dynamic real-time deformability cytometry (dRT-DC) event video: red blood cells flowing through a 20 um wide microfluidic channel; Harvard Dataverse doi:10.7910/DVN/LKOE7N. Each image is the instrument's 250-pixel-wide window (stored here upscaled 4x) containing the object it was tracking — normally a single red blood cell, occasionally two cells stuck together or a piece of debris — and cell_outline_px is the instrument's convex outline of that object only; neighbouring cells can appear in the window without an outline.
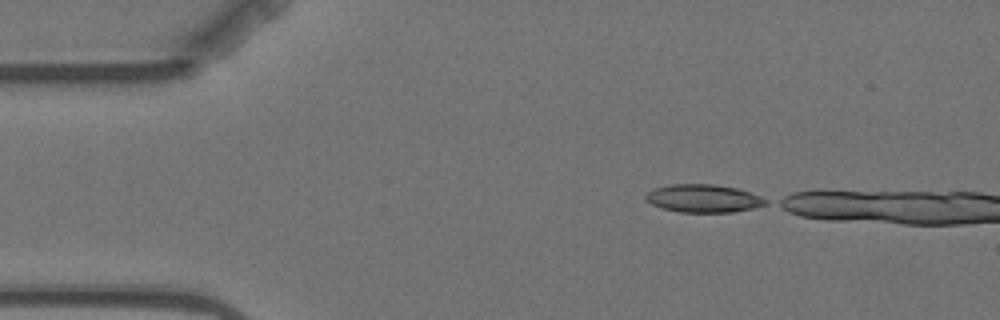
{"species": "Egyptian fruit bat (a non-hibernating species)", "species_latin": "Rousettus aegyptiacus", "temperature_condition": "warm", "stored_images_in_passage": 2, "camera_frame_rate_fps": 3000, "um_per_image_px": 0.085, "animal": {"sex": "female"}, "frame": {"image": 1, "passage_image": 1, "time_ms": 0.0, "image_size_px": [1000, 320], "cell_outline_px": [[768, 204], [736, 212], [680, 212], [664, 208], [652, 204], [644, 200], [644, 196], [648, 192], [656, 188], [672, 184], [712, 184], [736, 188], [760, 196], [768, 200]], "centroid_in_image_um": [59.79, 16.87], "position_along_channel_um": 25.2, "area_um2": 19.42}}